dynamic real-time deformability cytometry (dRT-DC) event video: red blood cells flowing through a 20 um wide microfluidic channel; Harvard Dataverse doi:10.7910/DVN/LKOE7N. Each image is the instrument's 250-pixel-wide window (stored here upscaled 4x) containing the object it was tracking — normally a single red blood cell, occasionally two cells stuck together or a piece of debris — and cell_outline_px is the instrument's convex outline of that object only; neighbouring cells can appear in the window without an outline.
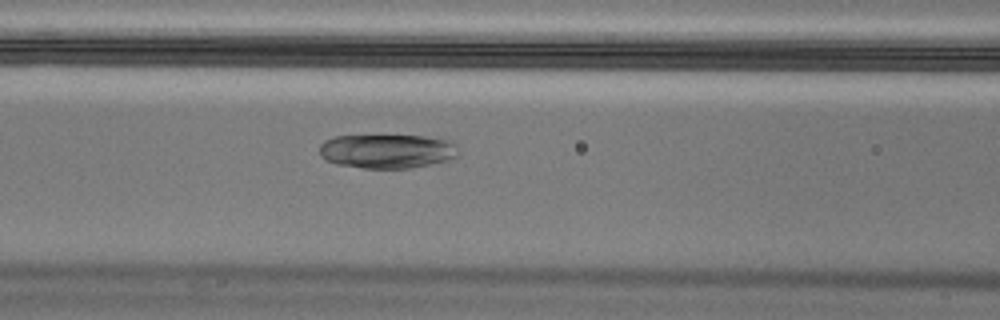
{"species": "Egyptian fruit bat (a non-hibernating species)", "species_latin": "Rousettus aegyptiacus", "temperature_condition": "cold", "stored_images_in_passage": 43, "camera_frame_rate_fps": 3000, "um_per_image_px": 0.085, "animal": {"sex": "male"}, "frame": {"image": 1, "passage_image": 24, "time_ms": 7.667, "image_size_px": [1000, 320], "cell_outline_px": [[460, 152], [456, 156], [448, 160], [412, 168], [364, 168], [336, 164], [320, 156], [320, 144], [324, 140], [336, 136], [424, 136], [452, 140], [456, 144]], "centroid_in_image_um": [32.94, 12.85], "position_along_channel_um": 133.7, "area_um2": 27.74}}
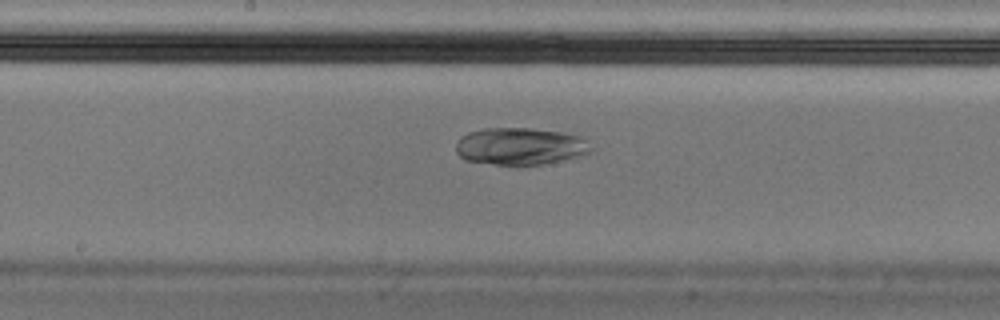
{"frame": {"image": 2, "passage_image": 30, "time_ms": 9.667, "image_size_px": [1000, 320], "cell_outline_px": [[592, 152], [584, 156], [544, 164], [496, 164], [464, 160], [456, 152], [456, 140], [460, 136], [468, 132], [484, 128], [528, 128], [560, 132], [588, 136], [592, 148]], "centroid_in_image_um": [44.29, 12.42], "position_along_channel_um": 203.9, "area_um2": 29.77}}
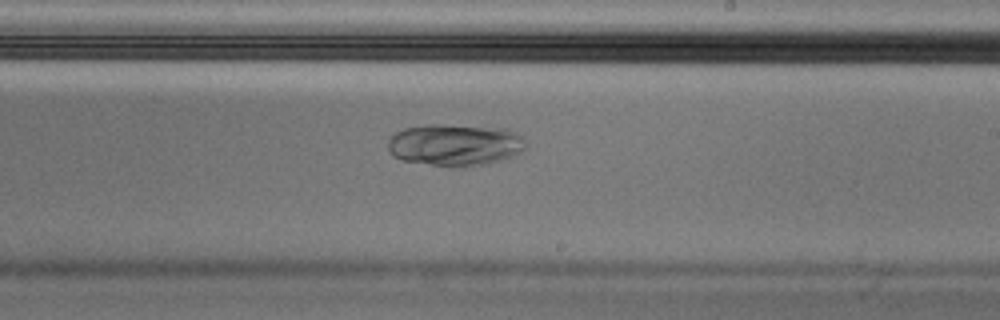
{"frame": {"image": 3, "passage_image": 34, "time_ms": 11.0, "image_size_px": [1000, 320], "cell_outline_px": [[524, 148], [520, 152], [504, 160], [464, 168], [452, 168], [400, 160], [392, 156], [388, 152], [388, 140], [396, 132], [404, 128], [428, 124], [444, 124], [504, 128], [516, 132], [524, 136]], "centroid_in_image_um": [38.65, 12.33], "position_along_channel_um": 250.3, "area_um2": 34.33}}